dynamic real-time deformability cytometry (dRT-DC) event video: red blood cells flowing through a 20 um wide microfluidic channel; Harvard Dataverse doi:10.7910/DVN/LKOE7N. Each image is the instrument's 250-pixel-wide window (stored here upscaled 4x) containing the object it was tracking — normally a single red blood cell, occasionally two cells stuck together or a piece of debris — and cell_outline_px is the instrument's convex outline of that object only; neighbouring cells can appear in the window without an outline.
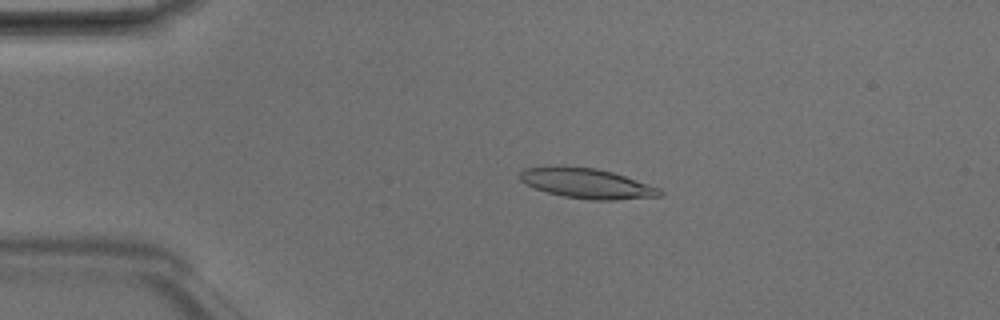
{"species": "Egyptian fruit bat (a non-hibernating species)", "species_latin": "Rousettus aegyptiacus", "temperature_condition": "room temperature", "stored_images_in_passage": 4, "camera_frame_rate_fps": 3000, "um_per_image_px": 0.085, "animal": {"sex": "male"}, "frame": {"image": 1, "passage_image": 3, "time_ms": 0.667, "image_size_px": [1000, 320], "cell_outline_px": [[664, 192], [660, 196], [612, 200], [592, 200], [564, 196], [548, 192], [536, 188], [520, 180], [520, 172], [524, 168], [556, 164], [596, 168], [612, 172], [660, 188]], "centroid_in_image_um": [49.85, 15.56], "position_along_channel_um": 35.1, "area_um2": 24.57}}